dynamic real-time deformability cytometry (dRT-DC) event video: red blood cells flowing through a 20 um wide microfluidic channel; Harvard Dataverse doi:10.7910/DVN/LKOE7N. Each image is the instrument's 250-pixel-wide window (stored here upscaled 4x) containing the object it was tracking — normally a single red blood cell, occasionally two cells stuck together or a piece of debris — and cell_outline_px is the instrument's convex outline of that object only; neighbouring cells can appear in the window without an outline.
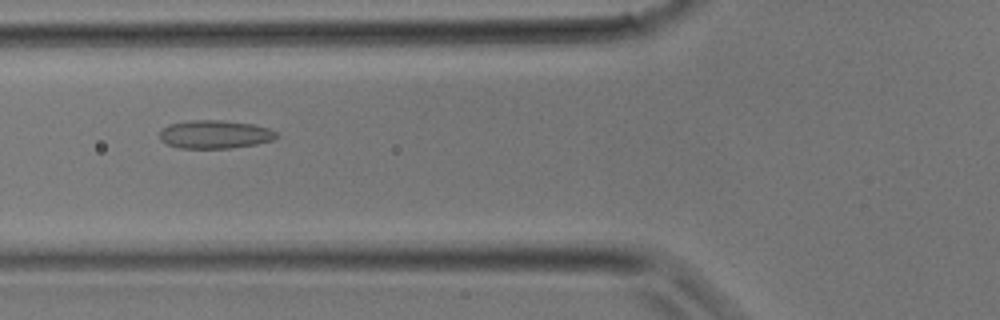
{"species": "common noctule bat (a hibernating species)", "species_latin": "Nyctalus noctula", "temperature_condition": "room temperature", "stored_images_in_passage": 20, "camera_frame_rate_fps": 3000, "um_per_image_px": 0.085, "animal": {"sex": "male", "body_mass_g": 17.9}, "frame": {"image": 1, "passage_image": 5, "time_ms": 1.333, "image_size_px": [1000, 320], "cell_outline_px": [[280, 136], [272, 140], [256, 144], [232, 148], [180, 148], [168, 144], [160, 140], [160, 132], [168, 124], [192, 120], [220, 120], [252, 124], [268, 128], [276, 132]], "centroid_in_image_um": [18.27, 11.42], "position_along_channel_um": 107.5, "area_um2": 19.19}}
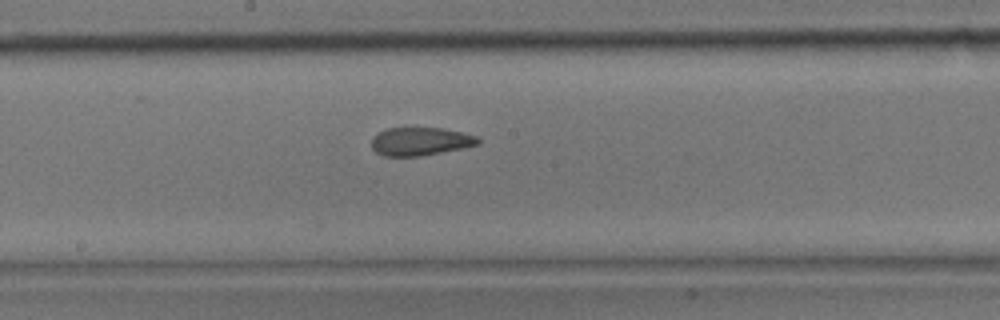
{"frame": {"image": 2, "passage_image": 10, "time_ms": 3.0, "image_size_px": [1000, 320], "cell_outline_px": [[480, 144], [420, 156], [384, 156], [376, 152], [372, 148], [372, 136], [388, 128], [444, 128], [480, 136]], "centroid_in_image_um": [35.75, 12.01], "position_along_channel_um": 212.5, "area_um2": 17.46}}
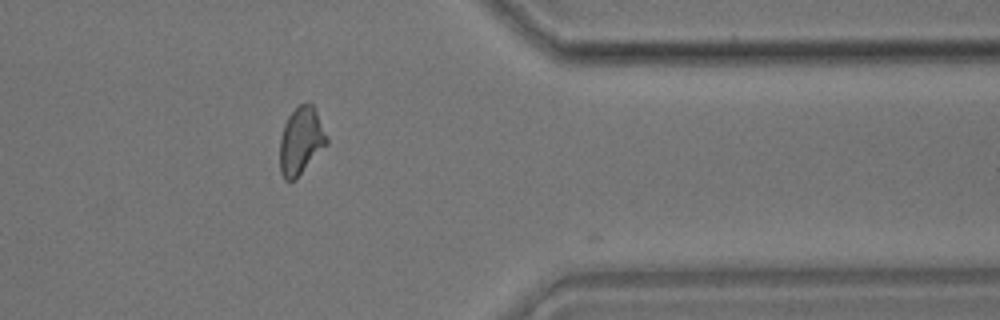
{"frame": {"image": 3, "passage_image": 19, "time_ms": 6.0, "image_size_px": [1000, 320], "cell_outline_px": [[328, 144], [296, 180], [288, 184], [284, 180], [280, 172], [280, 136], [284, 124], [288, 116], [300, 104], [308, 100], [312, 104], [328, 136]], "centroid_in_image_um": [25.58, 12.02], "position_along_channel_um": 385.8, "area_um2": 18.84}}